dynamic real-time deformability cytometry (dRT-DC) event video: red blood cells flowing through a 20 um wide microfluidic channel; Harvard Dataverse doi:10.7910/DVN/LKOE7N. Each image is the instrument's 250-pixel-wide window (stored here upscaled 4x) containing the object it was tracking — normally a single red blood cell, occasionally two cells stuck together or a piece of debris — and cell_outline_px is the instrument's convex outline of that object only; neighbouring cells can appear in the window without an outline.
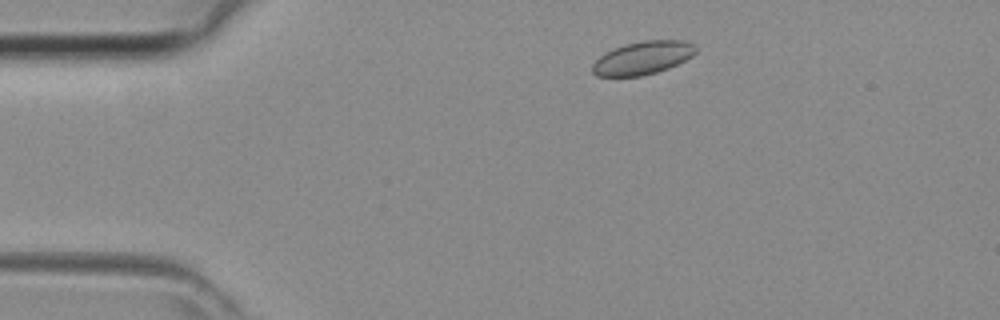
{"species": "common noctule bat (a hibernating species)", "species_latin": "Nyctalus noctula", "temperature_condition": "room temperature", "stored_images_in_passage": 40, "camera_frame_rate_fps": 3000, "um_per_image_px": 0.085, "animal": {"sex": "female", "body_mass_g": 29.2, "forearm_length_mm": 56.3}, "frame": {"image": 1, "passage_image": 4, "time_ms": 1.0, "image_size_px": [1000, 320], "cell_outline_px": [[696, 52], [692, 56], [668, 68], [656, 72], [640, 76], [596, 76], [592, 72], [592, 64], [604, 52], [624, 44], [644, 40], [684, 40], [696, 44]], "centroid_in_image_um": [54.63, 4.91], "position_along_channel_um": 30.4, "area_um2": 20.0}}
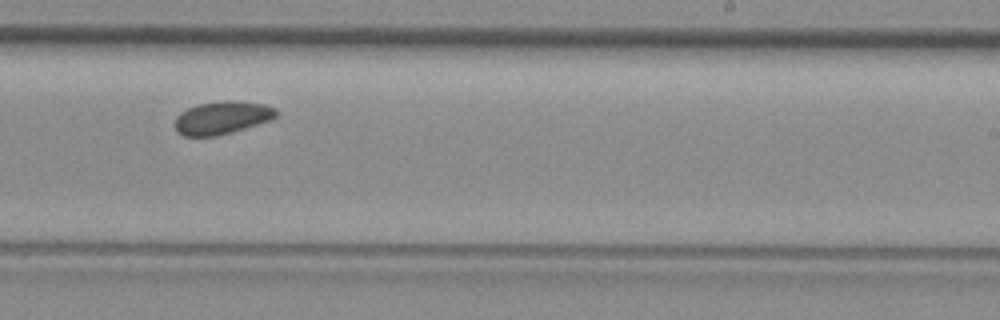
{"frame": {"image": 2, "passage_image": 23, "time_ms": 7.333, "image_size_px": [1000, 320], "cell_outline_px": [[280, 112], [276, 116], [268, 120], [232, 132], [216, 136], [184, 136], [176, 132], [176, 116], [180, 112], [196, 104], [224, 100], [228, 100], [264, 104], [276, 108]], "centroid_in_image_um": [18.85, 10.0], "position_along_channel_um": 270.1, "area_um2": 19.36}}
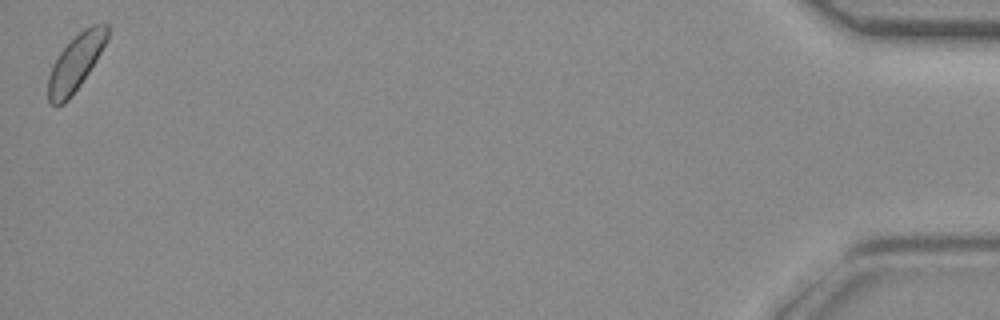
{"frame": {"image": 3, "passage_image": 40, "time_ms": 13.0, "image_size_px": [1000, 320], "cell_outline_px": [[108, 40], [96, 60], [80, 84], [68, 100], [64, 104], [52, 104], [48, 100], [48, 76], [52, 64], [60, 52], [84, 28], [92, 24], [108, 24]], "centroid_in_image_um": [6.43, 5.31], "position_along_channel_um": 428.8, "area_um2": 18.96}}